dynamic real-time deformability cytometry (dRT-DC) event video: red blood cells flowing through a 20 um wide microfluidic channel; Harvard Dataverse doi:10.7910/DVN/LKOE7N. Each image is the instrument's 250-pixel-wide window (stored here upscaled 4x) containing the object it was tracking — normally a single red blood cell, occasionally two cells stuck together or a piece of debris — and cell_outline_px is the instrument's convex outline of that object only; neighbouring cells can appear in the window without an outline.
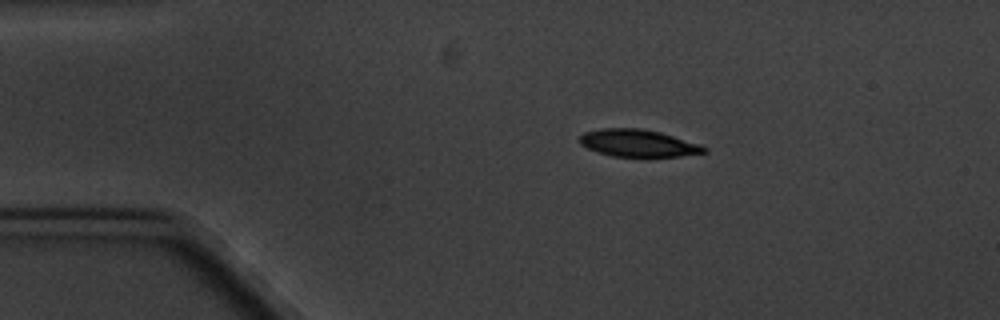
{"species": "common noctule bat (a hibernating species)", "species_latin": "Nyctalus noctula", "temperature_condition": "cold", "stored_images_in_passage": 6, "camera_frame_rate_fps": 3000, "um_per_image_px": 0.085, "animal": {"sex": "male", "body_mass_g": 20.1, "forearm_length_mm": 53.5}, "frame": {"image": 1, "passage_image": 3, "time_ms": 2.333, "image_size_px": [1000, 320], "cell_outline_px": [[708, 152], [680, 156], [612, 156], [588, 148], [580, 144], [580, 136], [584, 132], [604, 128], [640, 128], [660, 132], [700, 144], [708, 148]], "centroid_in_image_um": [54.27, 12.16], "position_along_channel_um": 30.7, "area_um2": 19.54}}
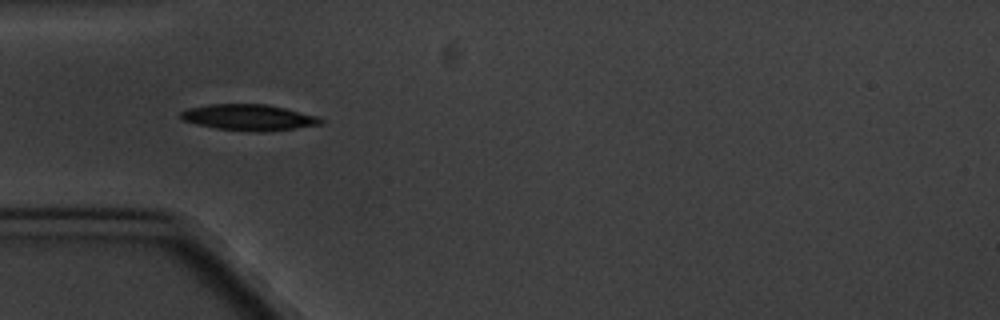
{"frame": {"image": 2, "passage_image": 5, "time_ms": 4.667, "image_size_px": [1000, 320], "cell_outline_px": [[324, 120], [320, 124], [264, 132], [256, 132], [216, 128], [196, 124], [184, 120], [180, 116], [180, 112], [188, 108], [208, 104], [264, 104], [284, 108], [316, 116]], "centroid_in_image_um": [21.1, 9.97], "position_along_channel_um": 63.9, "area_um2": 20.92}}